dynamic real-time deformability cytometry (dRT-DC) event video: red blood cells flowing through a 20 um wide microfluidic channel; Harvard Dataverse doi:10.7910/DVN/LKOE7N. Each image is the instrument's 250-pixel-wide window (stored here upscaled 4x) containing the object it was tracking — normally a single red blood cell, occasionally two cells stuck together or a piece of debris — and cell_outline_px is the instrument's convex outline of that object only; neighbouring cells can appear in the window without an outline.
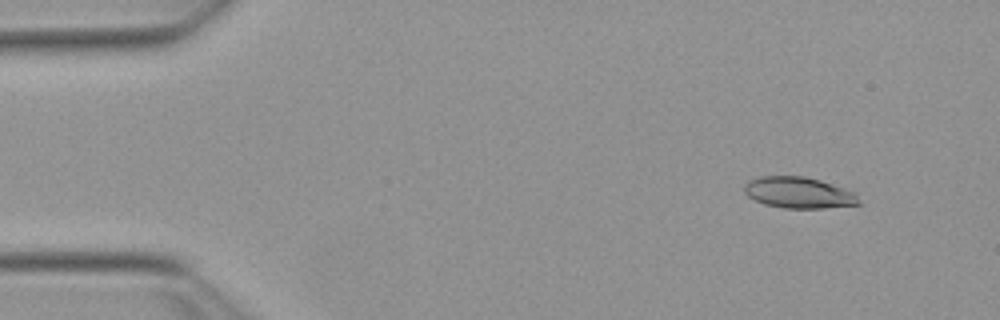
{"species": "Egyptian fruit bat (a non-hibernating species)", "species_latin": "Rousettus aegyptiacus", "temperature_condition": "warm", "stored_images_in_passage": 53, "camera_frame_rate_fps": 3000, "um_per_image_px": 0.085, "animal": {"sex": "female"}, "frame": {"image": 1, "passage_image": 5, "time_ms": 1.333, "image_size_px": [1000, 320], "cell_outline_px": [[860, 204], [824, 208], [784, 208], [764, 204], [748, 196], [744, 192], [744, 184], [748, 180], [760, 176], [804, 176], [820, 180], [856, 192], [860, 200]], "centroid_in_image_um": [67.89, 16.37], "position_along_channel_um": 17.1, "area_um2": 20.92}}
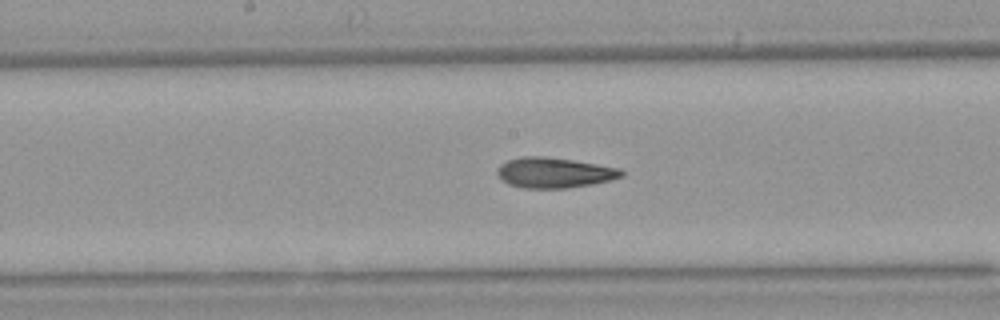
{"frame": {"image": 2, "passage_image": 27, "time_ms": 8.667, "image_size_px": [1000, 320], "cell_outline_px": [[624, 176], [592, 184], [568, 188], [524, 188], [508, 184], [496, 172], [500, 164], [508, 160], [524, 156], [544, 156], [572, 160], [620, 168], [624, 172]], "centroid_in_image_um": [47.11, 14.68], "position_along_channel_um": 201.1, "area_um2": 21.79}}
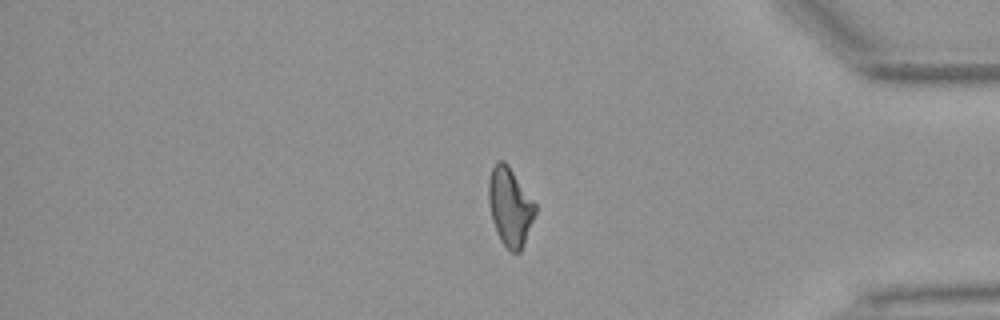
{"frame": {"image": 3, "passage_image": 44, "time_ms": 14.333, "image_size_px": [1000, 320], "cell_outline_px": [[536, 212], [524, 244], [520, 252], [512, 252], [500, 240], [496, 232], [492, 220], [488, 204], [488, 180], [492, 168], [496, 160], [504, 160], [508, 164], [536, 204]], "centroid_in_image_um": [43.33, 17.55], "position_along_channel_um": 391.9, "area_um2": 21.39}, "authors_computed_cell_mechanics": {"area_um2": 21.5016, "velocity_mm_per_s": 3.8427, "shape_relaxation_time_tau1_ms": 8.8593, "shape_relaxation_time_tau2_ms": 4.4942, "deformation_change_tau1": 0.2506, "deformation_change_tau2": 0.1235}}